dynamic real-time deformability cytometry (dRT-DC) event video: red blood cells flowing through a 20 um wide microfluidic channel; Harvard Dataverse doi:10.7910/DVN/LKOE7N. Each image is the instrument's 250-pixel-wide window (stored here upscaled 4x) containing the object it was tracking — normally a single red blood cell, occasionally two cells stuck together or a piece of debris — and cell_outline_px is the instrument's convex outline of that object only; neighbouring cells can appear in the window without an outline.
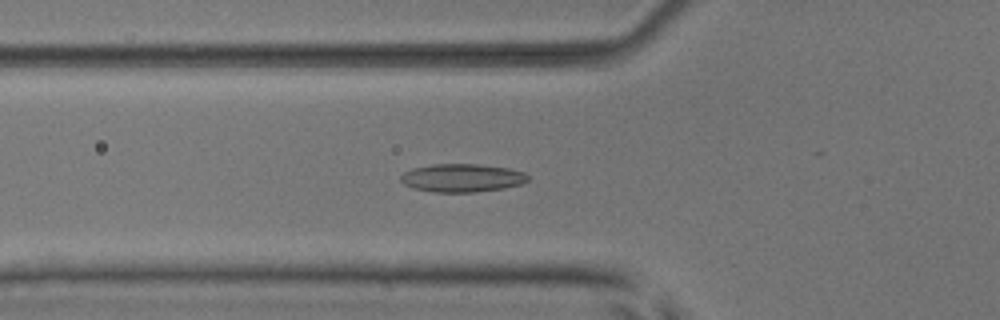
{"species": "common noctule bat (a hibernating species)", "species_latin": "Nyctalus noctula", "temperature_condition": "room temperature", "stored_images_in_passage": 39, "camera_frame_rate_fps": 3000, "um_per_image_px": 0.085, "animal": {"sex": "male", "body_mass_g": 17.9, "forearm_length_mm": 54.2}, "frame": {"image": 1, "passage_image": 13, "time_ms": 4.0, "image_size_px": [1000, 320], "cell_outline_px": [[528, 180], [520, 184], [504, 188], [476, 192], [432, 192], [412, 188], [404, 184], [400, 180], [400, 176], [404, 172], [412, 168], [432, 164], [476, 164], [508, 168], [524, 172], [528, 176]], "centroid_in_image_um": [39.24, 15.12], "position_along_channel_um": 86.6, "area_um2": 20.92}}
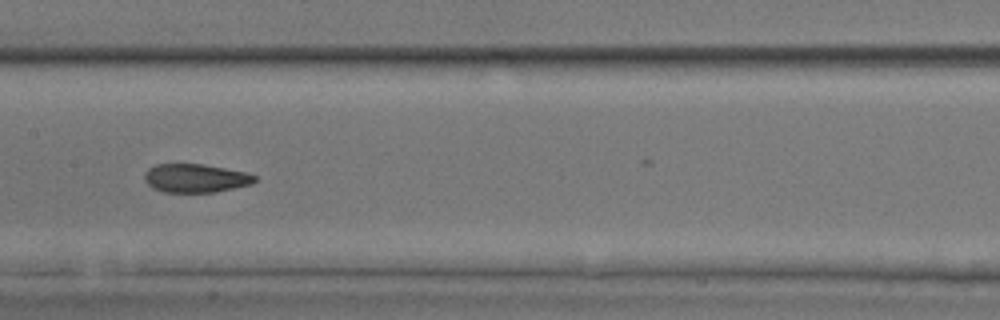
{"frame": {"image": 2, "passage_image": 21, "time_ms": 6.667, "image_size_px": [1000, 320], "cell_outline_px": [[256, 180], [252, 184], [216, 192], [164, 192], [152, 188], [144, 180], [144, 172], [148, 168], [156, 164], [204, 164], [244, 172], [256, 176]], "centroid_in_image_um": [16.59, 15.14], "position_along_channel_um": 190.8, "area_um2": 18.38}}
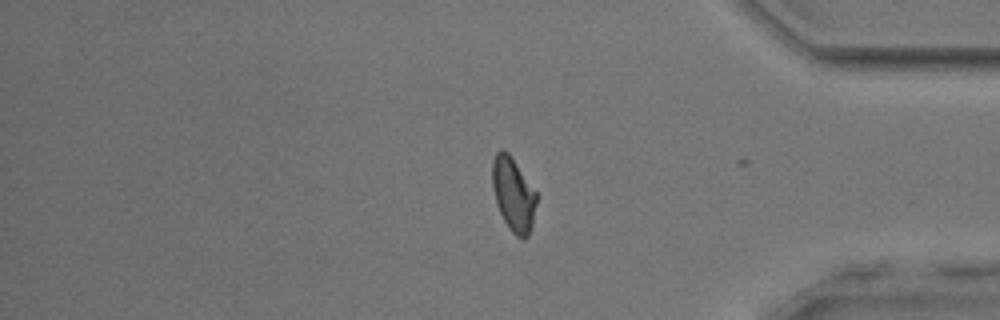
{"frame": {"image": 3, "passage_image": 38, "time_ms": 12.333, "image_size_px": [1000, 320], "cell_outline_px": [[536, 204], [532, 224], [528, 236], [524, 240], [516, 236], [508, 228], [496, 204], [492, 188], [492, 160], [496, 152], [500, 148], [504, 148], [508, 152], [536, 192]], "centroid_in_image_um": [43.61, 16.51], "position_along_channel_um": 391.6, "area_um2": 19.02}, "authors_computed_cell_mechanics": {"area_um2": 19.2474, "velocity_mm_per_s": 3.9024, "shape_relaxation_time_tau1_ms": 8.5515, "shape_relaxation_time_tau2_ms": 1.73, "deformation_change_tau1": 0.1852, "deformation_change_tau2": 0.0699}}